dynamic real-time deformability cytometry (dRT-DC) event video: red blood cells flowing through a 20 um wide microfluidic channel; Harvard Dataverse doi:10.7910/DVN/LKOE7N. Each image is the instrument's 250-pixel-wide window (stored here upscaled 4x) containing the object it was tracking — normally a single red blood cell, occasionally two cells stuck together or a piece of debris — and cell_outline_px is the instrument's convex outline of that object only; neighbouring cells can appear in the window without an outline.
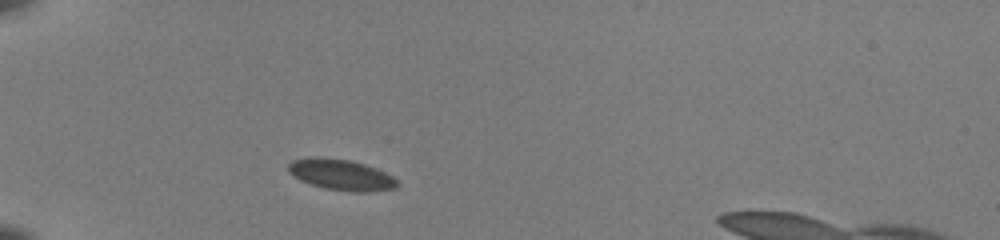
{"species": "common noctule bat (a hibernating species)", "species_latin": "Nyctalus noctula", "temperature_condition": "room temperature", "stored_images_in_passage": 37, "camera_frame_rate_fps": 3000, "um_per_image_px": 0.085, "animal": {"sex": "female", "body_mass_g": 22.0, "forearm_length_mm": 56.7}, "frame": {"image": 1, "passage_image": 1, "time_ms": 0.0, "image_size_px": [1000, 240], "cell_outline_px": [[400, 184], [396, 188], [368, 192], [352, 192], [324, 188], [300, 180], [288, 172], [288, 164], [292, 160], [316, 156], [320, 156], [348, 160], [364, 164], [376, 168], [392, 176]], "centroid_in_image_um": [28.99, 14.85], "position_along_channel_um": 56.0, "area_um2": 19.65}}
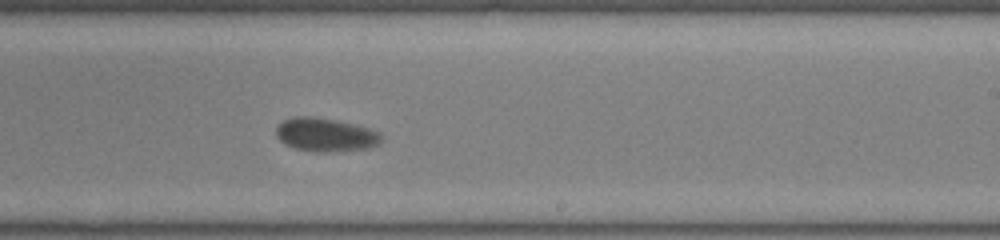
{"frame": {"image": 2, "passage_image": 19, "time_ms": 6.0, "image_size_px": [1000, 240], "cell_outline_px": [[384, 136], [380, 144], [372, 148], [324, 152], [316, 152], [296, 148], [284, 144], [276, 136], [276, 128], [284, 120], [296, 116], [312, 116], [336, 120], [368, 128], [380, 132]], "centroid_in_image_um": [27.71, 11.46], "position_along_channel_um": 261.3, "area_um2": 20.63}}
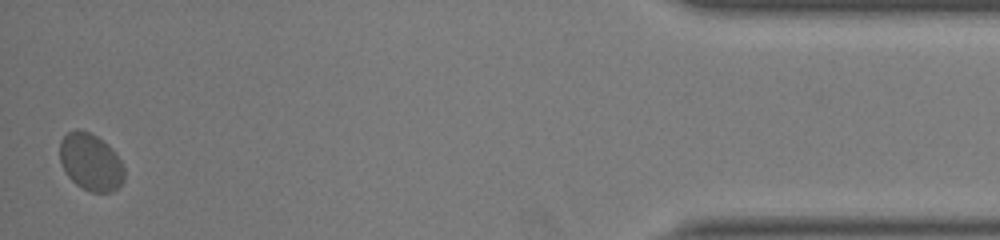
{"frame": {"image": 3, "passage_image": 37, "time_ms": 12.0, "image_size_px": [1000, 240], "cell_outline_px": [[124, 180], [112, 192], [88, 192], [76, 184], [68, 176], [60, 160], [60, 140], [68, 132], [76, 128], [88, 132], [96, 136], [108, 144], [112, 148], [120, 160], [124, 168]], "centroid_in_image_um": [7.71, 13.77], "position_along_channel_um": 427.5, "area_um2": 21.44}}